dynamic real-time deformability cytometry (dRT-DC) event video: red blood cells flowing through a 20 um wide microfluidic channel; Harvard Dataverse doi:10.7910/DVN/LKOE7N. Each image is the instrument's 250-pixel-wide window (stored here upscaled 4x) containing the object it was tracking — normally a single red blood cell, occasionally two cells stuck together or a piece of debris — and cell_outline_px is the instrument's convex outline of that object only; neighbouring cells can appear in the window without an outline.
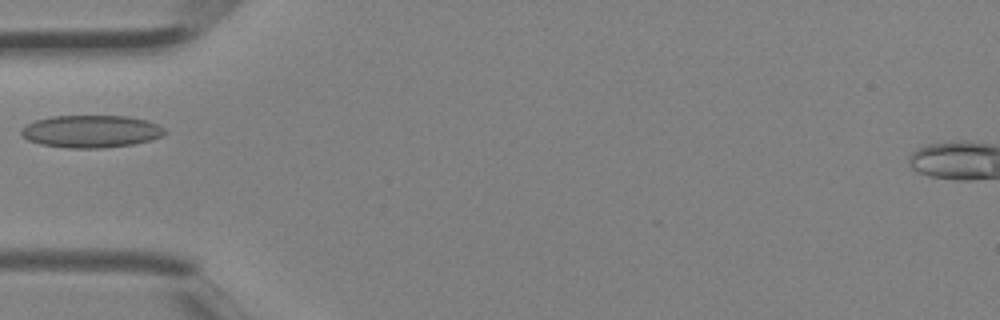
{"species": "Egyptian fruit bat (a non-hibernating species)", "species_latin": "Rousettus aegyptiacus", "temperature_condition": "room temperature", "stored_images_in_passage": 1, "camera_frame_rate_fps": 3000, "um_per_image_px": 0.085, "animal": {"sex": "female"}, "frame": {"image": 1, "passage_image": 1, "time_ms": 0.0, "image_size_px": [1000, 320], "cell_outline_px": [[168, 132], [152, 140], [132, 144], [104, 148], [68, 148], [40, 144], [28, 140], [20, 136], [20, 128], [36, 120], [52, 116], [128, 116], [144, 120], [156, 124], [164, 128]], "centroid_in_image_um": [7.71, 11.17], "position_along_channel_um": 77.3, "area_um2": 27.17}}